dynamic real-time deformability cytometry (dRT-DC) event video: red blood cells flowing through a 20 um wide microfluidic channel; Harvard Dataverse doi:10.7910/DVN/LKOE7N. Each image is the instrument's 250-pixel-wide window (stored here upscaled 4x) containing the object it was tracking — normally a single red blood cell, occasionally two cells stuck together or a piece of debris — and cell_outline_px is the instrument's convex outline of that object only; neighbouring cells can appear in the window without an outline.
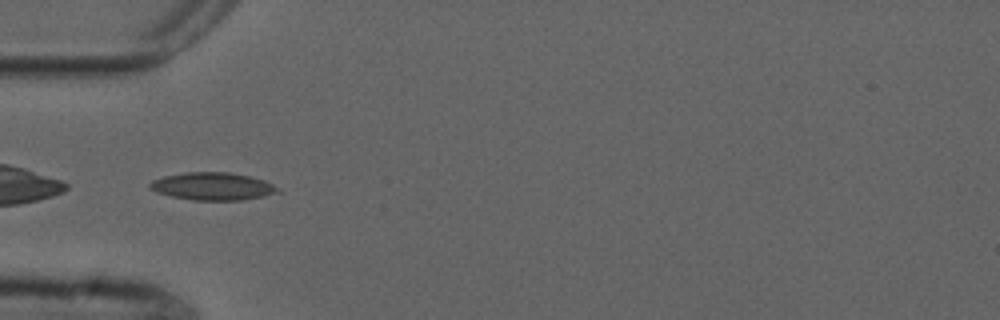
{"species": "common noctule bat (a hibernating species)", "species_latin": "Nyctalus noctula", "temperature_condition": "cold", "stored_images_in_passage": 38, "camera_frame_rate_fps": 3000, "um_per_image_px": 0.085, "animal": {"sex": "male", "forearm_length_mm": 52.5}, "frame": {"image": 1, "passage_image": 1, "time_ms": 0.0, "image_size_px": [1000, 320], "cell_outline_px": [[280, 192], [264, 196], [240, 200], [192, 200], [172, 196], [156, 192], [148, 188], [148, 184], [152, 180], [164, 176], [184, 172], [228, 172], [248, 176], [264, 180], [272, 184]], "centroid_in_image_um": [18.02, 15.83], "position_along_channel_um": 67.0, "area_um2": 20.52}}
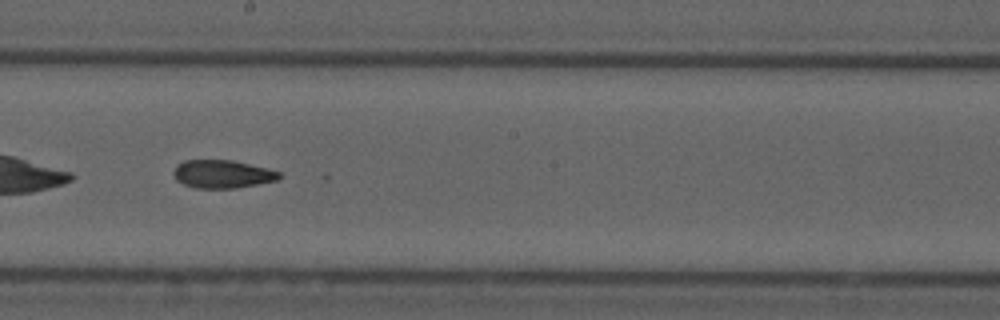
{"frame": {"image": 2, "passage_image": 14, "time_ms": 4.333, "image_size_px": [1000, 320], "cell_outline_px": [[280, 176], [276, 180], [236, 188], [196, 188], [184, 184], [176, 180], [172, 172], [176, 164], [184, 160], [232, 160], [280, 172]], "centroid_in_image_um": [18.82, 14.79], "position_along_channel_um": 229.4, "area_um2": 17.11}}
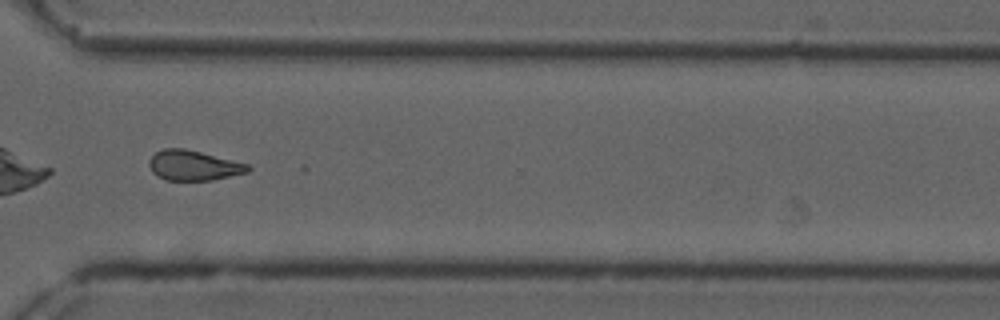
{"frame": {"image": 3, "passage_image": 24, "time_ms": 7.667, "image_size_px": [1000, 320], "cell_outline_px": [[252, 168], [248, 172], [212, 180], [168, 180], [156, 176], [152, 172], [148, 164], [148, 160], [156, 152], [164, 148], [184, 148], [248, 164]], "centroid_in_image_um": [16.42, 14.06], "position_along_channel_um": 354.2, "area_um2": 17.22}, "authors_computed_cell_mechanics": {"area_um2": 17.8024, "velocity_mm_per_s": 3.7465, "shape_relaxation_time_tau1_ms": null, "shape_relaxation_time_tau2_ms": 4.9283, "deformation_change_tau1": null, "deformation_change_tau2": 0.128}}